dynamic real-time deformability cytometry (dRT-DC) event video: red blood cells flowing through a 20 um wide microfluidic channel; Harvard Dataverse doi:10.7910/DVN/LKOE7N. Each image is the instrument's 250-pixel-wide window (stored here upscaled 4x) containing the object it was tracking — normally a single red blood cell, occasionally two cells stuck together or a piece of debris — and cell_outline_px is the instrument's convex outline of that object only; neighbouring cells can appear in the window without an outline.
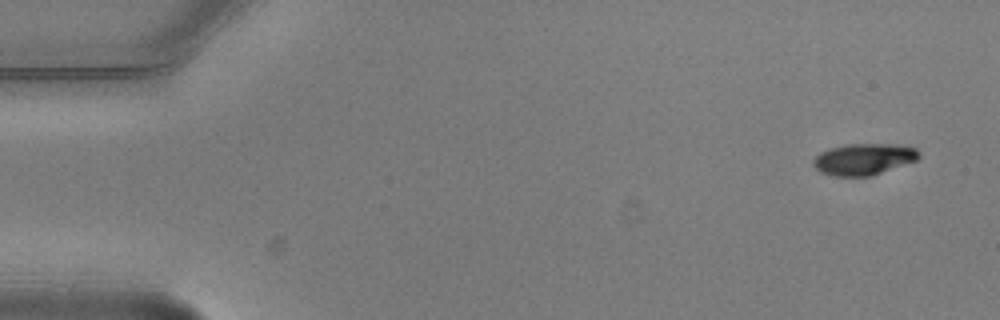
{"species": "common noctule bat (a hibernating species)", "species_latin": "Nyctalus noctula", "temperature_condition": "warm", "stored_images_in_passage": 5, "camera_frame_rate_fps": 3000, "um_per_image_px": 0.085, "animal": {"sex": "male", "body_mass_g": 20.5, "forearm_length_mm": 52.5}, "frame": {"image": 1, "passage_image": 1, "time_ms": 0.0, "image_size_px": [1000, 320], "cell_outline_px": [[920, 156], [916, 160], [872, 176], [832, 176], [820, 172], [812, 164], [812, 160], [820, 152], [828, 148], [848, 144], [892, 144], [916, 148], [920, 152]], "centroid_in_image_um": [73.39, 13.53], "position_along_channel_um": 11.6, "area_um2": 19.42}}
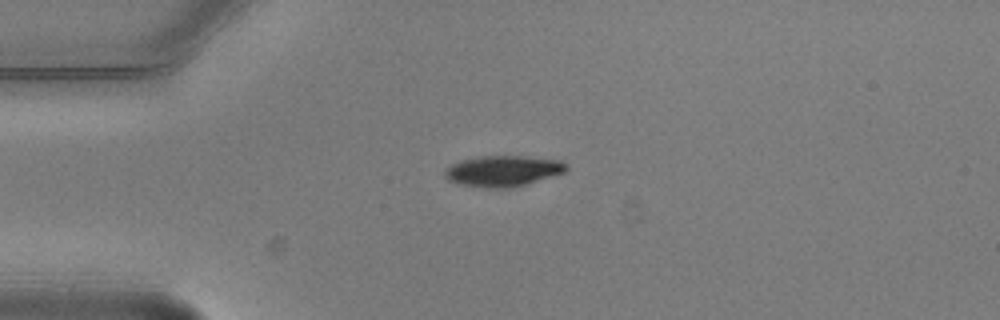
{"frame": {"image": 2, "passage_image": 4, "time_ms": 1.0, "image_size_px": [1000, 320], "cell_outline_px": [[568, 168], [564, 172], [524, 184], [508, 188], [488, 188], [460, 184], [448, 180], [444, 176], [444, 168], [460, 160], [480, 156], [524, 156], [560, 160], [568, 164]], "centroid_in_image_um": [42.71, 14.52], "position_along_channel_um": 42.3, "area_um2": 21.73}}